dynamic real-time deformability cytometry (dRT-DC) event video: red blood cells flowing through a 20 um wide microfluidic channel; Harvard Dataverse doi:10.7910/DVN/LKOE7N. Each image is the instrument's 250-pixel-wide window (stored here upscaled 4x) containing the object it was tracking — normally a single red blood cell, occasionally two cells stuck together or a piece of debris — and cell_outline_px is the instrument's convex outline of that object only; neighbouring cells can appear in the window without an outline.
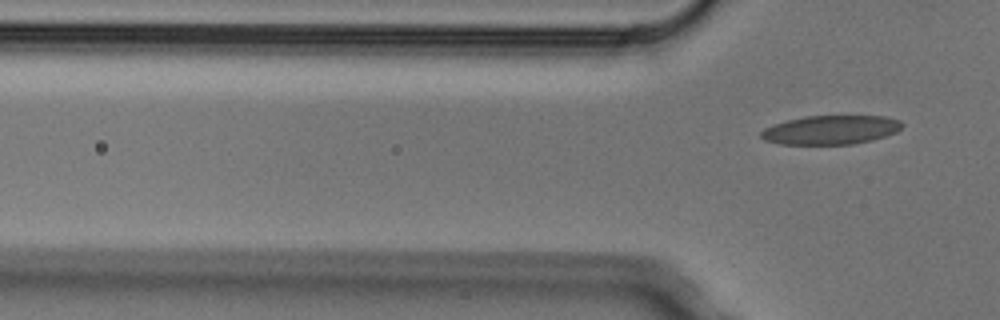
{"species": "Egyptian fruit bat (a non-hibernating species)", "species_latin": "Rousettus aegyptiacus", "temperature_condition": "cold", "stored_images_in_passage": 6, "camera_frame_rate_fps": 3000, "um_per_image_px": 0.085, "animal": {"sex": "male"}, "frame": {"image": 1, "passage_image": 6, "time_ms": 1.667, "image_size_px": [1000, 320], "cell_outline_px": [[904, 124], [896, 132], [872, 140], [852, 144], [780, 144], [764, 140], [760, 136], [760, 132], [764, 128], [772, 124], [804, 116], [884, 116], [900, 120]], "centroid_in_image_um": [70.59, 11.04], "position_along_channel_um": 55.2, "area_um2": 23.81}}